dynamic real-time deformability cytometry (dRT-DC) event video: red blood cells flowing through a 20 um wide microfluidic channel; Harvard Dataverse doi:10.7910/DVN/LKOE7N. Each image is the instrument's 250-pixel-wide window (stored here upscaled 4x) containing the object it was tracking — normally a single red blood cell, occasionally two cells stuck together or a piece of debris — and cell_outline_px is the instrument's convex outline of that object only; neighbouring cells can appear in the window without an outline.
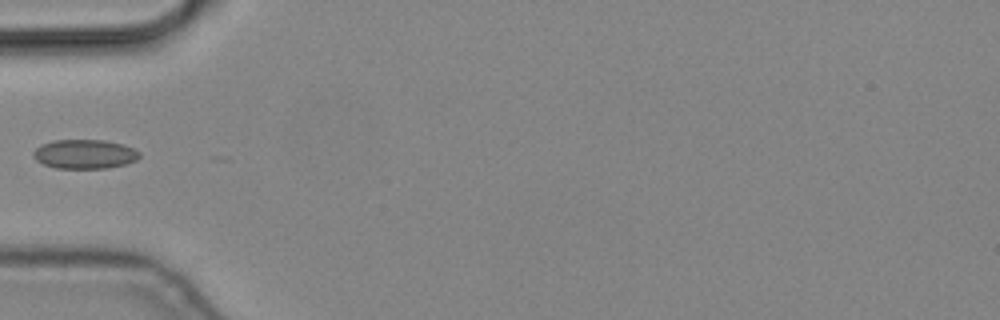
{"species": "common noctule bat (a hibernating species)", "species_latin": "Nyctalus noctula", "temperature_condition": "cold", "stored_images_in_passage": 6, "camera_frame_rate_fps": 3000, "um_per_image_px": 0.085, "animal": {"sex": "male", "body_mass_g": 19.2, "forearm_length_mm": 51.8}, "frame": {"image": 1, "passage_image": 6, "time_ms": 1.667, "image_size_px": [1000, 320], "cell_outline_px": [[140, 156], [136, 160], [124, 164], [108, 168], [56, 168], [44, 164], [36, 160], [32, 156], [32, 152], [40, 144], [52, 140], [104, 140], [120, 144], [132, 148], [140, 152]], "centroid_in_image_um": [7.15, 13.09], "position_along_channel_um": 77.9, "area_um2": 18.03}}